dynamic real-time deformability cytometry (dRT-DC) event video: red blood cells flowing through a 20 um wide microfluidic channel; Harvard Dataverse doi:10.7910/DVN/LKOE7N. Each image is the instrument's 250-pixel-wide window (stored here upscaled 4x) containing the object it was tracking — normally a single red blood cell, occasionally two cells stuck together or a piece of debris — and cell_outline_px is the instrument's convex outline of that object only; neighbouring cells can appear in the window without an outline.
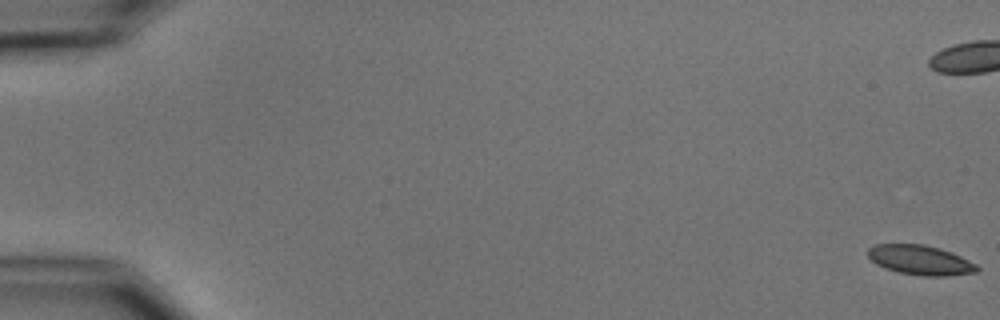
{"species": "common noctule bat (a hibernating species)", "species_latin": "Nyctalus noctula", "temperature_condition": "cold", "stored_images_in_passage": 6, "camera_frame_rate_fps": 3000, "um_per_image_px": 0.085, "animal": {"sex": "male", "body_mass_g": 15.6}, "frame": {"image": 1, "passage_image": 1, "time_ms": 0.0, "image_size_px": [1000, 320], "cell_outline_px": [[980, 268], [976, 272], [948, 276], [920, 276], [900, 272], [876, 264], [868, 256], [868, 248], [876, 244], [924, 244], [940, 248], [960, 256], [976, 264]], "centroid_in_image_um": [78.24, 22.1], "position_along_channel_um": 6.8, "area_um2": 18.73}}